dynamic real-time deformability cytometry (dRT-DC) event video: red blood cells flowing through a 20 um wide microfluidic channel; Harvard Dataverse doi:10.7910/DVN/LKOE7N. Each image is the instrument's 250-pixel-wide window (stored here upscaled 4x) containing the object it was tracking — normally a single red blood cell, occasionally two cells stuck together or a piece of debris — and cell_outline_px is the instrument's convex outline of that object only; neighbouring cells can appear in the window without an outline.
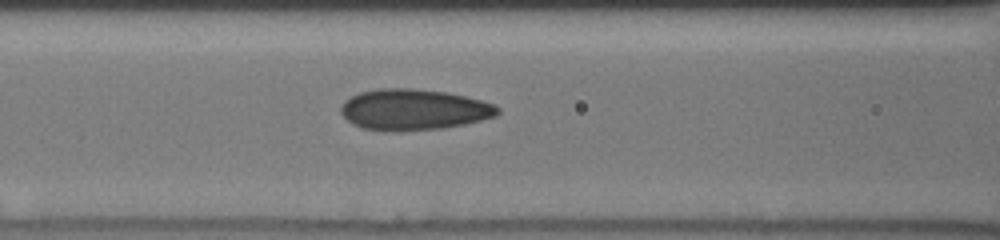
{"species": "human", "species_latin": "Homo sapiens", "temperature_condition": "cold", "stored_images_in_passage": 35, "camera_frame_rate_fps": 3000, "um_per_image_px": 0.085, "donor": {"sex": "male"}, "frame": {"image": 1, "passage_image": 16, "time_ms": 6.667, "image_size_px": [1000, 240], "cell_outline_px": [[500, 112], [496, 116], [464, 124], [444, 128], [396, 132], [384, 132], [364, 128], [352, 124], [340, 112], [340, 108], [344, 100], [360, 92], [380, 88], [412, 88], [448, 92], [480, 100], [492, 104], [500, 108]], "centroid_in_image_um": [35.14, 9.33], "position_along_channel_um": 131.5, "area_um2": 37.69}}
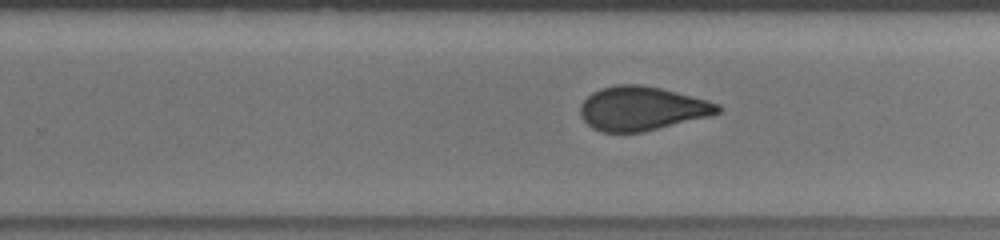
{"frame": {"image": 2, "passage_image": 26, "time_ms": 10.333, "image_size_px": [1000, 240], "cell_outline_px": [[720, 112], [708, 116], [640, 132], [600, 132], [592, 128], [580, 116], [580, 104], [592, 92], [600, 88], [616, 84], [640, 84], [660, 88], [708, 100], [720, 104]], "centroid_in_image_um": [54.51, 9.21], "position_along_channel_um": 275.3, "area_um2": 34.97}}
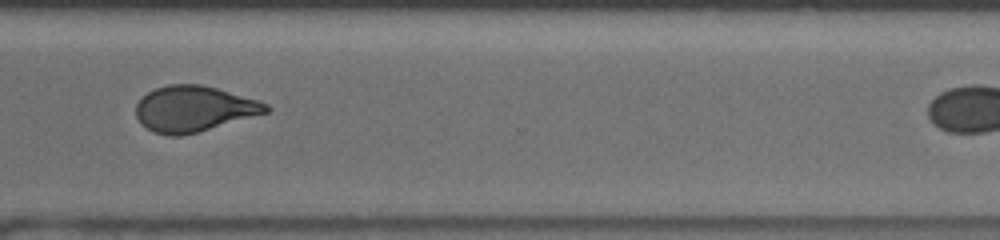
{"frame": {"image": 3, "passage_image": 30, "time_ms": 12.333, "image_size_px": [1000, 240], "cell_outline_px": [[272, 108], [268, 112], [196, 132], [180, 136], [168, 136], [152, 132], [140, 124], [136, 116], [136, 104], [148, 92], [156, 88], [168, 84], [200, 84], [216, 88], [256, 100], [268, 104]], "centroid_in_image_um": [16.43, 9.25], "position_along_channel_um": 354.2, "area_um2": 34.39}, "authors_computed_cell_mechanics": {"area_um2": 36.2984, "velocity_mm_per_s": 3.9336, "shape_relaxation_time_tau1_ms": null, "shape_relaxation_time_tau2_ms": 1.2499, "deformation_change_tau1": null, "deformation_change_tau2": 0.0535}}